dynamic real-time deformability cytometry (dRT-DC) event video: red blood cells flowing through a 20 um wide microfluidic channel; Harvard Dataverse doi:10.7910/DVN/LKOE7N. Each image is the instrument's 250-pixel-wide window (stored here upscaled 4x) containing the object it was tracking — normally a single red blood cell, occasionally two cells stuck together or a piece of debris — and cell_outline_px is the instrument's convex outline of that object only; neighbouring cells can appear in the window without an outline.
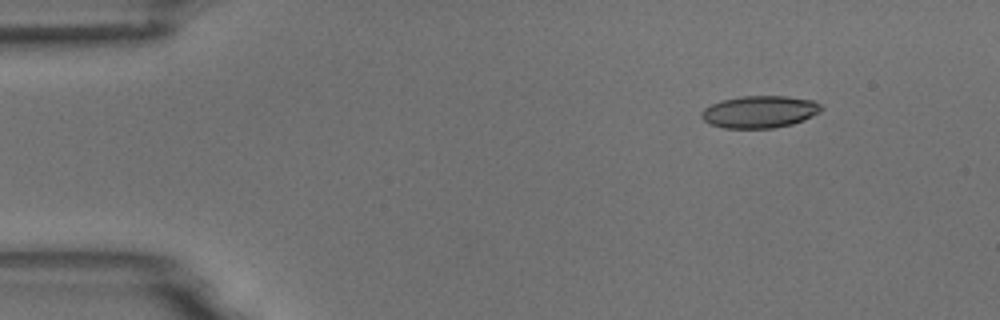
{"species": "common noctule bat (a hibernating species)", "species_latin": "Nyctalus noctula", "temperature_condition": "room temperature", "stored_images_in_passage": 4, "camera_frame_rate_fps": 3000, "um_per_image_px": 0.085, "animal": {"sex": "male", "body_mass_g": 18.8}, "frame": {"image": 1, "passage_image": 1, "time_ms": 0.0, "image_size_px": [1000, 320], "cell_outline_px": [[824, 108], [820, 112], [804, 120], [792, 124], [772, 128], [724, 128], [708, 124], [700, 116], [700, 112], [704, 108], [720, 100], [740, 96], [788, 96], [812, 100], [820, 104]], "centroid_in_image_um": [64.55, 9.5], "position_along_channel_um": 20.4, "area_um2": 22.66}}
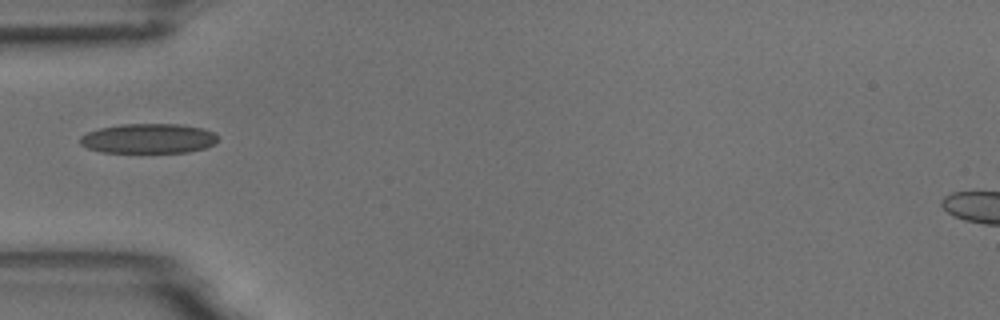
{"frame": {"image": 2, "passage_image": 4, "time_ms": 3.667, "image_size_px": [1000, 320], "cell_outline_px": [[216, 144], [204, 148], [188, 152], [104, 152], [88, 148], [80, 144], [80, 136], [88, 132], [100, 128], [120, 124], [180, 124], [204, 128], [212, 132], [216, 136]], "centroid_in_image_um": [12.62, 11.77], "position_along_channel_um": 72.4, "area_um2": 23.81}}